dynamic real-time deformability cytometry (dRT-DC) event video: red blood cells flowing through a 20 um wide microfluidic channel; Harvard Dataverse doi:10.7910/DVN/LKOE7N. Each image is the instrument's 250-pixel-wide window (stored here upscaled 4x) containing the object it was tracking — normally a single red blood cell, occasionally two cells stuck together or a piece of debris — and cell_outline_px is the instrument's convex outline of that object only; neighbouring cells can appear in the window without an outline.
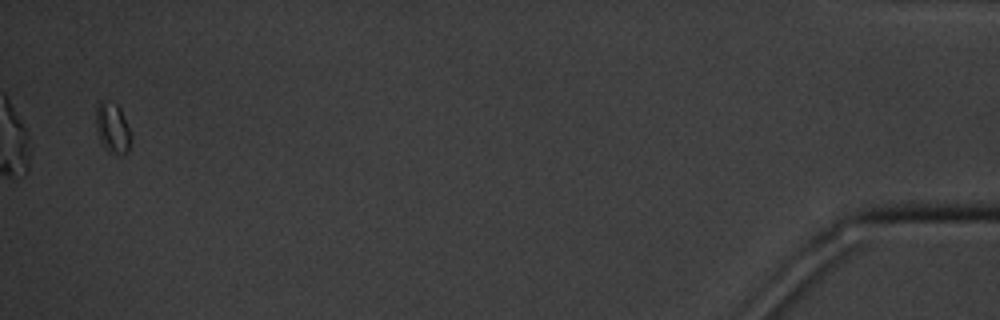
{"species": "common noctule bat (a hibernating species)", "species_latin": "Nyctalus noctula", "temperature_condition": "cold", "stored_images_in_passage": 17, "camera_frame_rate_fps": 3000, "um_per_image_px": 0.085, "animal": {"sex": "male", "body_mass_g": 20.1, "forearm_length_mm": 53.5}, "frame": {"image": 1, "passage_image": 17, "time_ms": 18.333, "image_size_px": [1000, 320], "cell_outline_px": [[132, 140], [128, 152], [108, 152], [104, 148], [96, 132], [96, 104], [100, 100], [104, 100], [116, 104], [120, 108], [132, 136]], "centroid_in_image_um": [9.55, 10.85], "position_along_channel_um": 425.6, "area_um2": 10.29}}